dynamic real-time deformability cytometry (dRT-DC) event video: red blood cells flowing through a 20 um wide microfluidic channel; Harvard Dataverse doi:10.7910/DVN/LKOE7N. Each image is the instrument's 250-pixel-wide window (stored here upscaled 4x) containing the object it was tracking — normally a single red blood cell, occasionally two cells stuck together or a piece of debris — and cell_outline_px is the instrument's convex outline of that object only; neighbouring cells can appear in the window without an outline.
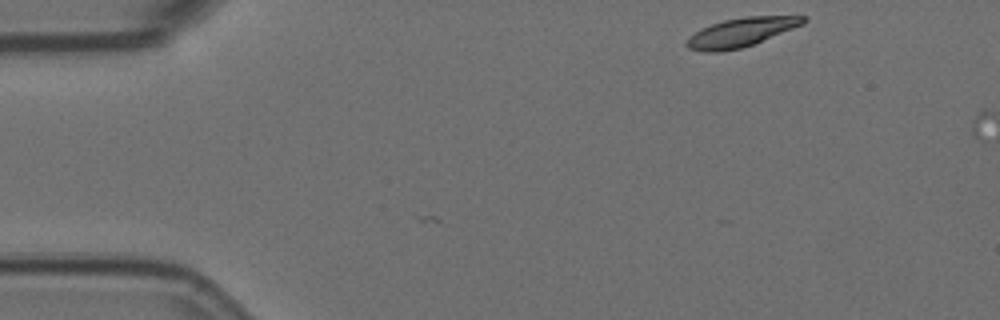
{"species": "Egyptian fruit bat (a non-hibernating species)", "species_latin": "Rousettus aegyptiacus", "temperature_condition": "room temperature", "stored_images_in_passage": 2, "camera_frame_rate_fps": 3000, "um_per_image_px": 0.085, "animal": {"sex": "female"}, "frame": {"image": 1, "passage_image": 1, "time_ms": 0.0, "image_size_px": [1000, 320], "cell_outline_px": [[808, 20], [804, 24], [752, 44], [740, 48], [720, 52], [704, 52], [688, 48], [684, 44], [688, 36], [700, 28], [724, 20], [744, 16], [808, 16]], "centroid_in_image_um": [62.95, 2.74], "position_along_channel_um": 22.0, "area_um2": 19.65}}